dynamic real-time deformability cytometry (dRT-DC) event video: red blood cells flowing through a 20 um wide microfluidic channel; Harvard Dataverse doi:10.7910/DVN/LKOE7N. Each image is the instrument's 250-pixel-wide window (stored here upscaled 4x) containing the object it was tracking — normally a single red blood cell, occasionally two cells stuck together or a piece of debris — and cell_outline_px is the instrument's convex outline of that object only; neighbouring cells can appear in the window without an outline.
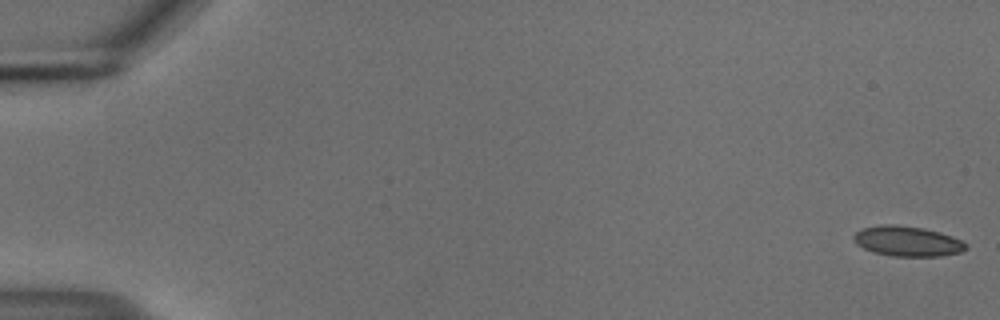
{"species": "common noctule bat (a hibernating species)", "species_latin": "Nyctalus noctula", "temperature_condition": "cold", "stored_images_in_passage": 26, "camera_frame_rate_fps": 3000, "um_per_image_px": 0.085, "animal": {"sex": "male", "body_mass_g": 18.8}, "frame": {"image": 1, "passage_image": 1, "time_ms": 0.0, "image_size_px": [1000, 320], "cell_outline_px": [[968, 248], [960, 252], [940, 256], [892, 256], [872, 252], [856, 244], [852, 236], [856, 232], [864, 228], [880, 224], [896, 224], [924, 228], [940, 232], [952, 236], [968, 244]], "centroid_in_image_um": [77.12, 20.5], "position_along_channel_um": 7.9, "area_um2": 19.83}}
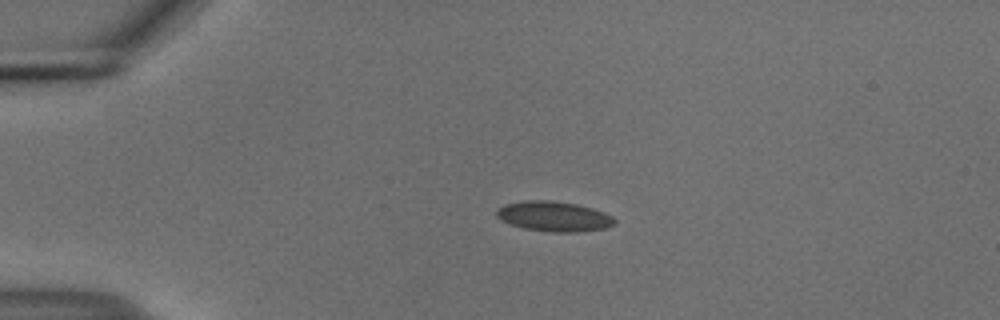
{"frame": {"image": 2, "passage_image": 13, "time_ms": 4.0, "image_size_px": [1000, 320], "cell_outline_px": [[616, 224], [604, 228], [580, 232], [552, 232], [524, 228], [508, 224], [500, 220], [496, 216], [496, 212], [504, 204], [524, 200], [552, 200], [576, 204], [592, 208], [604, 212], [612, 216], [616, 220]], "centroid_in_image_um": [47.08, 18.39], "position_along_channel_um": 37.9, "area_um2": 20.81}}